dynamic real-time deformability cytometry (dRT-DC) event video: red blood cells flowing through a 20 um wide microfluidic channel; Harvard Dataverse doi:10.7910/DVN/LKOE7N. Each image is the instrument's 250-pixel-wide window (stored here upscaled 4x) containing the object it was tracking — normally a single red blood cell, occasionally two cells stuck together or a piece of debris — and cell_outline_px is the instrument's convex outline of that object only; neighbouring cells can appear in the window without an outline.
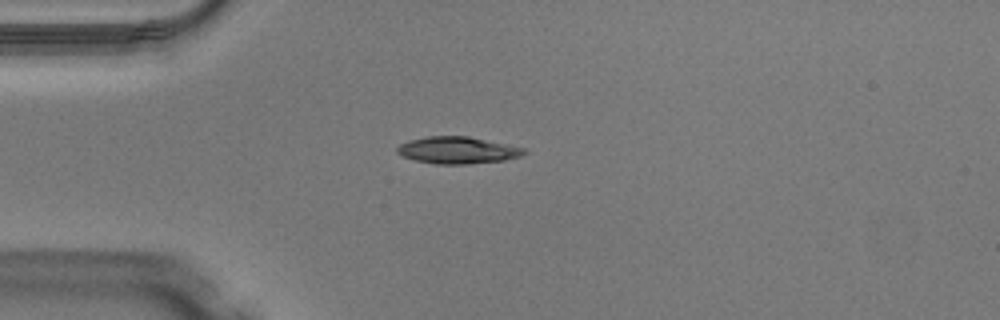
{"species": "Egyptian fruit bat (a non-hibernating species)", "species_latin": "Rousettus aegyptiacus", "temperature_condition": "warm", "stored_images_in_passage": 38, "camera_frame_rate_fps": 3000, "um_per_image_px": 0.085, "animal": {"sex": "male"}, "frame": {"image": 1, "passage_image": 2, "time_ms": 0.333, "image_size_px": [1000, 320], "cell_outline_px": [[528, 152], [520, 156], [504, 160], [468, 164], [436, 164], [416, 160], [400, 156], [396, 152], [396, 148], [400, 144], [408, 140], [428, 136], [468, 136], [524, 148]], "centroid_in_image_um": [38.85, 12.77], "position_along_channel_um": 46.1, "area_um2": 19.88}}
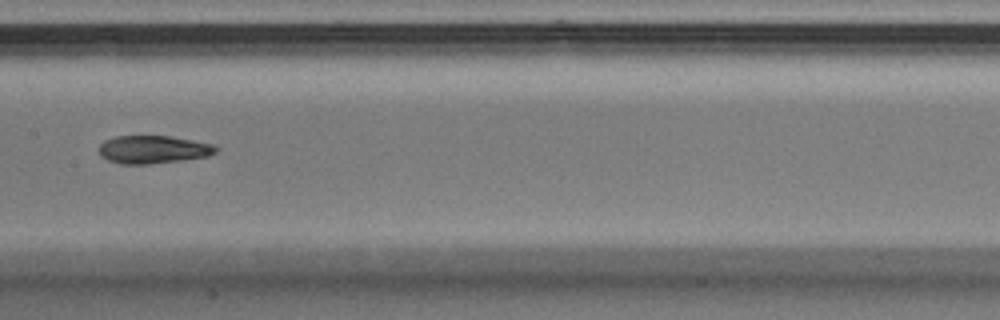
{"frame": {"image": 2, "passage_image": 14, "time_ms": 4.333, "image_size_px": [1000, 320], "cell_outline_px": [[220, 148], [216, 152], [208, 156], [180, 160], [148, 164], [120, 164], [108, 160], [100, 156], [100, 144], [104, 140], [116, 136], [168, 136], [216, 144]], "centroid_in_image_um": [13.04, 12.7], "position_along_channel_um": 194.4, "area_um2": 19.07}}
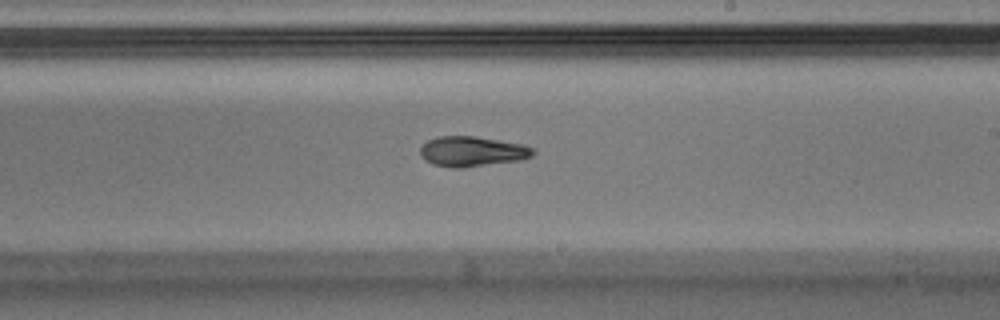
{"frame": {"image": 3, "passage_image": 18, "time_ms": 5.667, "image_size_px": [1000, 320], "cell_outline_px": [[536, 152], [532, 156], [520, 160], [464, 168], [452, 168], [432, 164], [424, 160], [420, 156], [420, 148], [428, 140], [436, 136], [476, 136], [524, 144], [532, 148]], "centroid_in_image_um": [40.12, 12.87], "position_along_channel_um": 248.9, "area_um2": 20.06}, "authors_computed_cell_mechanics": {"area_um2": 19.7098, "velocity_mm_per_s": 4.1053, "shape_relaxation_time_tau1_ms": 5.0244, "shape_relaxation_time_tau2_ms": 3.9853, "deformation_change_tau1": 0.1753, "deformation_change_tau2": 0.0817}}